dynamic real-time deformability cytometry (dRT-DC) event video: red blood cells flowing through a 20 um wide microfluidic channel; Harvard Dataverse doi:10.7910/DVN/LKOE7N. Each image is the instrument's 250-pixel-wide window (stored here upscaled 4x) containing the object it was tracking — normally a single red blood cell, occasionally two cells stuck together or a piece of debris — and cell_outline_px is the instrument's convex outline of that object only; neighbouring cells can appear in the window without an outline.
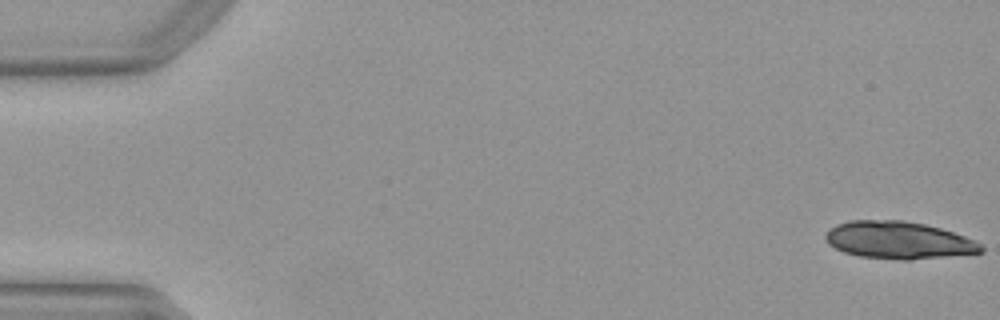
{"species": "Egyptian fruit bat (a non-hibernating species)", "species_latin": "Rousettus aegyptiacus", "temperature_condition": "warm", "stored_images_in_passage": 24, "camera_frame_rate_fps": 3000, "um_per_image_px": 0.085, "animal": {"sex": "female"}, "frame": {"image": 1, "passage_image": 1, "time_ms": 0.0, "image_size_px": [1000, 320], "cell_outline_px": [[984, 252], [908, 260], [900, 260], [860, 256], [844, 252], [828, 244], [824, 236], [836, 224], [848, 220], [904, 220], [924, 224], [940, 228], [976, 240], [984, 248]], "centroid_in_image_um": [76.38, 20.41], "position_along_channel_um": 8.6, "area_um2": 33.76}}
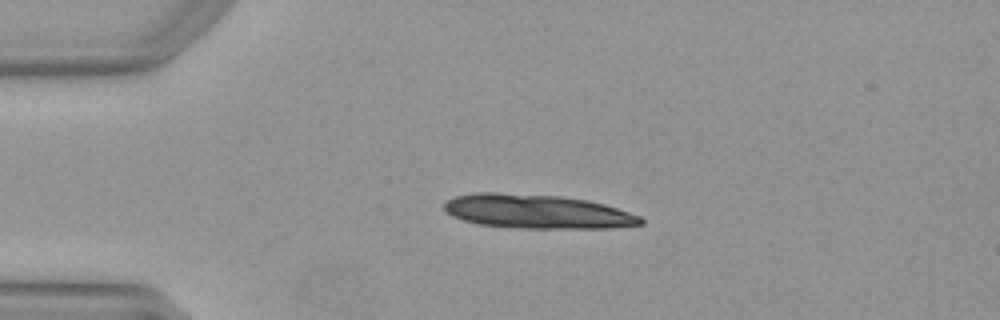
{"frame": {"image": 2, "passage_image": 12, "time_ms": 3.667, "image_size_px": [1000, 320], "cell_outline_px": [[644, 224], [608, 228], [520, 228], [476, 224], [452, 216], [444, 208], [444, 204], [448, 200], [456, 196], [476, 192], [496, 192], [560, 196], [588, 200], [604, 204], [640, 216], [644, 220]], "centroid_in_image_um": [45.66, 17.98], "position_along_channel_um": 39.3, "area_um2": 38.9}}